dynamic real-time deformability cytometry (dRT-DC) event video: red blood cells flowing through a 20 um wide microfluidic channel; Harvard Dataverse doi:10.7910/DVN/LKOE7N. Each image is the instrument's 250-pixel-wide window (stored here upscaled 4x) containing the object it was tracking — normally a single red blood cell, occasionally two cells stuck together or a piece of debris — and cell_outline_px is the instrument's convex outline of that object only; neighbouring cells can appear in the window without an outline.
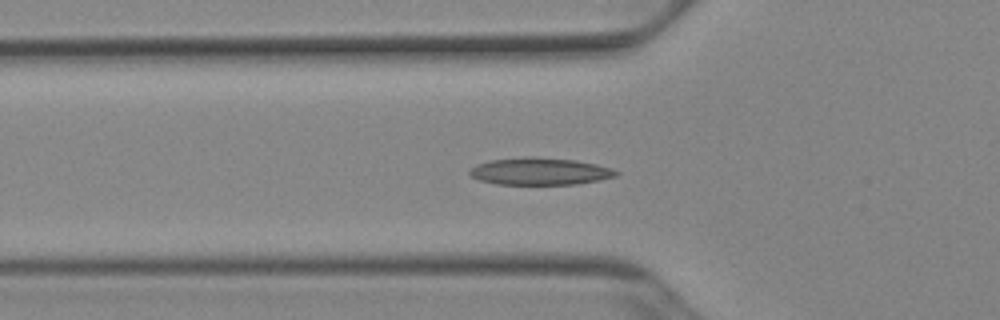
{"species": "Egyptian fruit bat (a non-hibernating species)", "species_latin": "Rousettus aegyptiacus", "temperature_condition": "cold", "stored_images_in_passage": 53, "camera_frame_rate_fps": 3000, "um_per_image_px": 0.085, "animal": {"sex": "female"}, "frame": {"image": 1, "passage_image": 18, "time_ms": 5.667, "image_size_px": [1000, 320], "cell_outline_px": [[620, 172], [616, 176], [600, 180], [576, 184], [496, 184], [480, 180], [472, 176], [468, 172], [476, 164], [492, 160], [524, 156], [536, 156], [576, 160], [596, 164], [612, 168]], "centroid_in_image_um": [45.91, 14.55], "position_along_channel_um": 79.9, "area_um2": 23.29}}
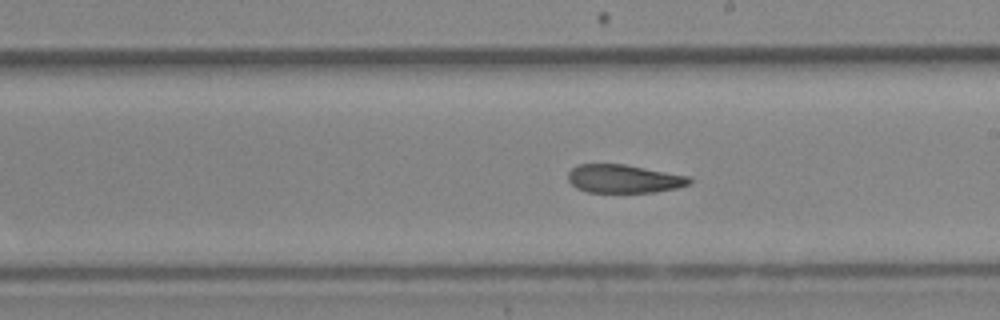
{"frame": {"image": 2, "passage_image": 30, "time_ms": 9.667, "image_size_px": [1000, 320], "cell_outline_px": [[692, 180], [688, 184], [676, 188], [656, 192], [588, 192], [576, 188], [568, 180], [568, 172], [576, 164], [624, 164], [688, 176]], "centroid_in_image_um": [52.98, 15.19], "position_along_channel_um": 236.0, "area_um2": 19.94}}
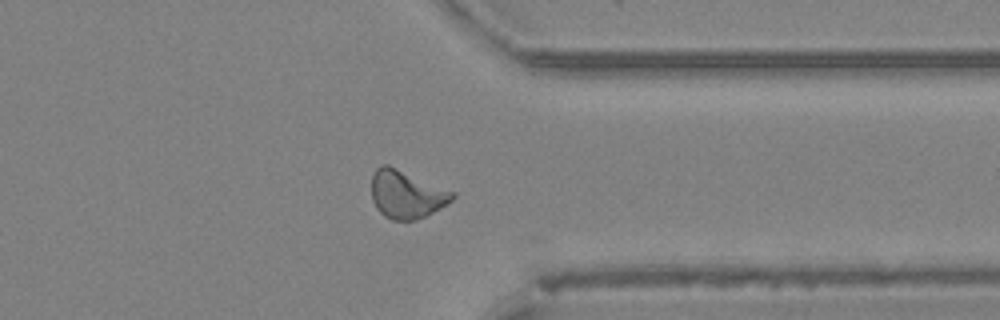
{"frame": {"image": 3, "passage_image": 41, "time_ms": 13.333, "image_size_px": [1000, 320], "cell_outline_px": [[456, 196], [448, 204], [416, 220], [392, 220], [384, 216], [376, 208], [372, 200], [372, 172], [380, 164], [388, 164], [456, 192]], "centroid_in_image_um": [34.54, 16.5], "position_along_channel_um": 376.9, "area_um2": 22.83}, "authors_computed_cell_mechanics": {"area_um2": 21.7328, "velocity_mm_per_s": 3.9171, "shape_relaxation_time_tau1_ms": 6.9718, "shape_relaxation_time_tau2_ms": 4.2013, "deformation_change_tau1": 0.155, "deformation_change_tau2": 0.1052}}